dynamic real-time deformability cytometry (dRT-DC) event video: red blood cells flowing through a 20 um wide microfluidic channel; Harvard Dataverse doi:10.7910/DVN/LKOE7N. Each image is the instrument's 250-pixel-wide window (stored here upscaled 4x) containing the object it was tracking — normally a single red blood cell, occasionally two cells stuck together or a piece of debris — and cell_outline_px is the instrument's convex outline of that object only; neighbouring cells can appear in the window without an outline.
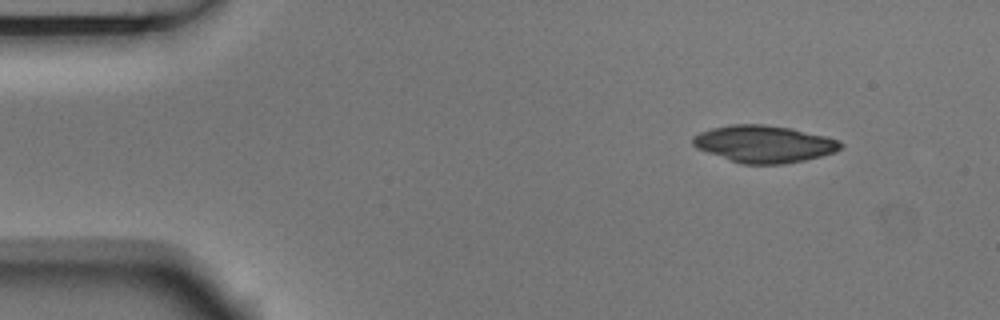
{"species": "Egyptian fruit bat (a non-hibernating species)", "species_latin": "Rousettus aegyptiacus", "temperature_condition": "room temperature", "stored_images_in_passage": 5, "camera_frame_rate_fps": 3000, "um_per_image_px": 0.085, "animal": {"sex": "male"}, "frame": {"image": 1, "passage_image": 1, "time_ms": 0.0, "image_size_px": [1000, 320], "cell_outline_px": [[844, 144], [836, 152], [804, 160], [784, 164], [740, 164], [728, 160], [696, 148], [692, 144], [692, 136], [700, 132], [712, 128], [732, 124], [764, 124], [792, 128], [840, 140]], "centroid_in_image_um": [64.93, 12.24], "position_along_channel_um": 20.1, "area_um2": 32.08}}